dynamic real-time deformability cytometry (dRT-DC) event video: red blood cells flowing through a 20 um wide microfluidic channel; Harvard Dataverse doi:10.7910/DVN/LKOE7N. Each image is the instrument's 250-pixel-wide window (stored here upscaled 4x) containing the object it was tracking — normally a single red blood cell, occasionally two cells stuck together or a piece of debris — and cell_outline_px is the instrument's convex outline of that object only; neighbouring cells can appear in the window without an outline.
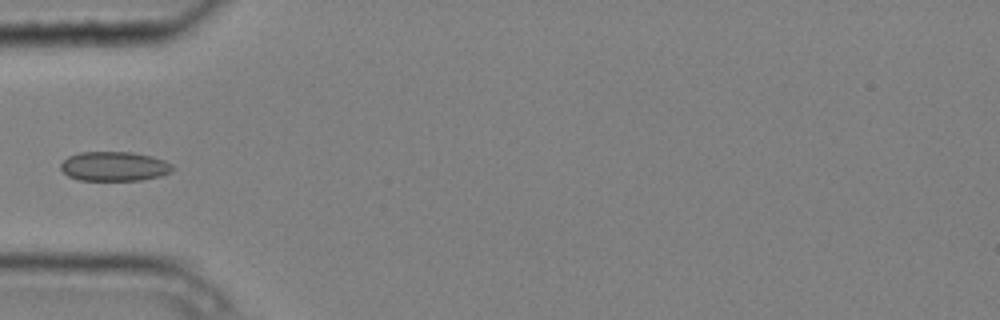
{"species": "common noctule bat (a hibernating species)", "species_latin": "Nyctalus noctula", "temperature_condition": "cold", "stored_images_in_passage": 8, "camera_frame_rate_fps": 3000, "um_per_image_px": 0.085, "animal": {"sex": "male", "body_mass_g": 20.4}, "frame": {"image": 1, "passage_image": 5, "time_ms": 1.333, "image_size_px": [1000, 320], "cell_outline_px": [[176, 168], [172, 172], [160, 176], [140, 180], [80, 180], [68, 176], [60, 168], [60, 164], [68, 156], [80, 152], [132, 152], [152, 156], [164, 160], [172, 164]], "centroid_in_image_um": [9.74, 14.13], "position_along_channel_um": 75.3, "area_um2": 19.31}}
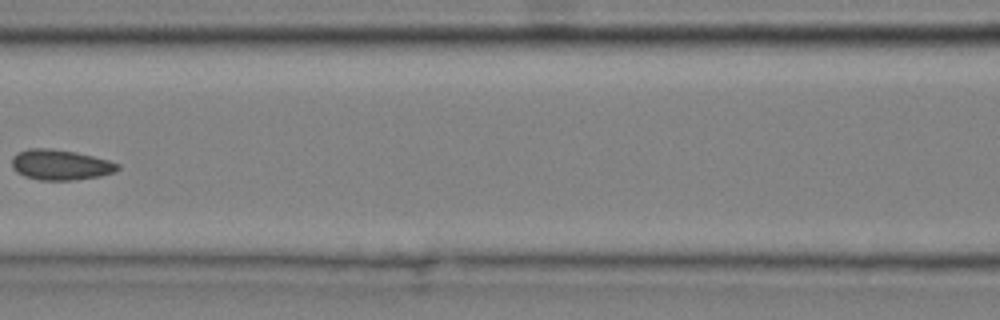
{"frame": {"image": 2, "passage_image": 7, "time_ms": 2.0, "image_size_px": [1000, 320], "cell_outline_px": [[120, 168], [116, 172], [100, 176], [72, 180], [40, 180], [24, 176], [16, 172], [12, 168], [12, 156], [16, 152], [28, 148], [52, 148], [76, 152], [108, 160], [120, 164]], "centroid_in_image_um": [5.11, 14.0], "position_along_channel_um": 161.5, "area_um2": 18.96}}
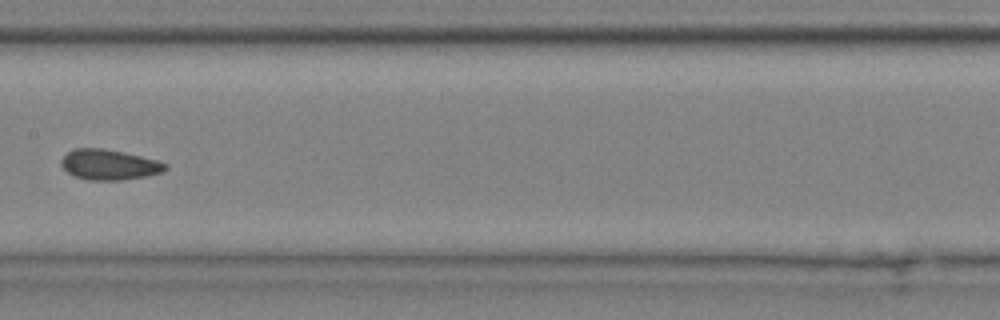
{"frame": {"image": 3, "passage_image": 8, "time_ms": 2.333, "image_size_px": [1000, 320], "cell_outline_px": [[168, 168], [164, 172], [144, 176], [120, 180], [88, 180], [76, 176], [68, 172], [60, 164], [60, 160], [72, 148], [100, 148], [124, 152], [156, 160], [168, 164]], "centroid_in_image_um": [9.28, 13.99], "position_along_channel_um": 198.1, "area_um2": 18.32}}